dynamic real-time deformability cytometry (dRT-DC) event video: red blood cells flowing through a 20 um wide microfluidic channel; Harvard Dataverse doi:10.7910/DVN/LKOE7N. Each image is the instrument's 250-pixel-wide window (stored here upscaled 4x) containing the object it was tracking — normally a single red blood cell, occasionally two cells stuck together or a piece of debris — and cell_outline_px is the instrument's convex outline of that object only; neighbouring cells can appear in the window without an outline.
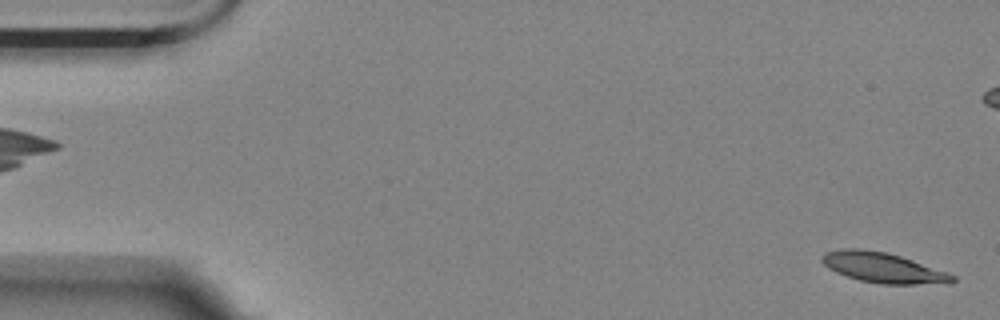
{"species": "Egyptian fruit bat (a non-hibernating species)", "species_latin": "Rousettus aegyptiacus", "temperature_condition": "room temperature", "stored_images_in_passage": 5, "camera_frame_rate_fps": 3000, "um_per_image_px": 0.085, "animal": {"sex": "female"}, "frame": {"image": 1, "passage_image": 5, "time_ms": 1.333, "image_size_px": [1000, 320], "cell_outline_px": [[956, 280], [952, 284], [880, 284], [860, 280], [836, 272], [828, 268], [820, 260], [820, 256], [824, 252], [844, 248], [860, 248], [884, 252], [900, 256], [948, 272], [956, 276]], "centroid_in_image_um": [75.08, 22.76], "position_along_channel_um": 9.9, "area_um2": 23.12}}